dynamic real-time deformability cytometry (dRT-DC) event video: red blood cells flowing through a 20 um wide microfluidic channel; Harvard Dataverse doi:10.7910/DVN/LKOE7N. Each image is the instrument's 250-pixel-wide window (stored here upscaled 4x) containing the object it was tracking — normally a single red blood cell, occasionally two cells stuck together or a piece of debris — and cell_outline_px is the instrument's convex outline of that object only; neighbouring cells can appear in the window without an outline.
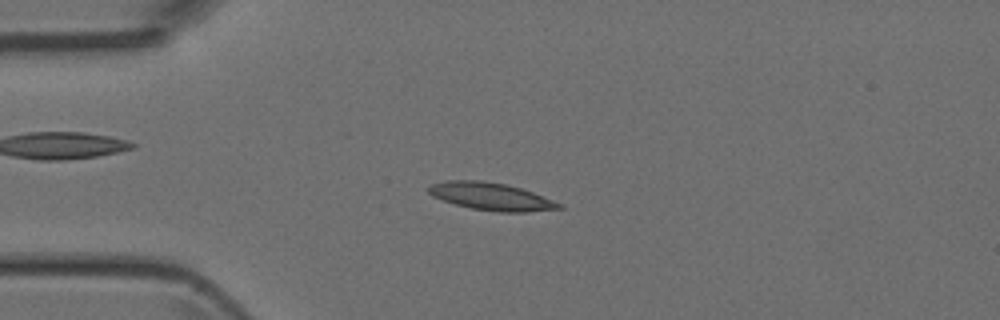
{"species": "Egyptian fruit bat (a non-hibernating species)", "species_latin": "Rousettus aegyptiacus", "temperature_condition": "room temperature", "stored_images_in_passage": 47, "camera_frame_rate_fps": 3000, "um_per_image_px": 0.085, "animal": {"sex": "female"}, "frame": {"image": 1, "passage_image": 11, "time_ms": 3.333, "image_size_px": [1000, 320], "cell_outline_px": [[564, 208], [528, 212], [500, 212], [472, 208], [456, 204], [432, 196], [424, 188], [428, 184], [444, 180], [480, 180], [504, 184], [520, 188], [532, 192], [564, 204]], "centroid_in_image_um": [41.71, 16.69], "position_along_channel_um": 43.3, "area_um2": 21.04}}
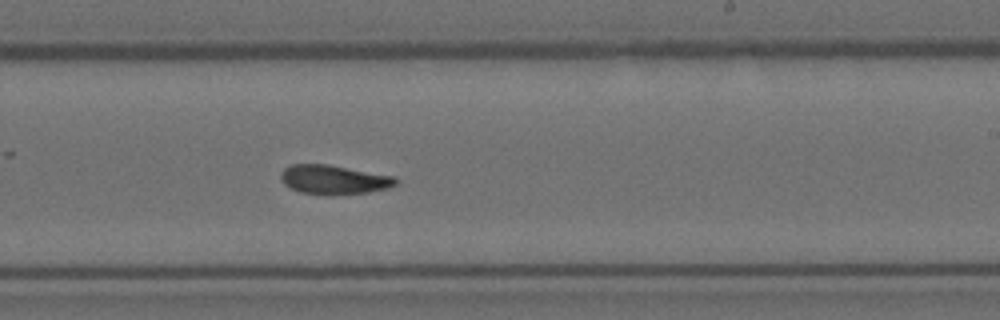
{"frame": {"image": 2, "passage_image": 28, "time_ms": 9.0, "image_size_px": [1000, 320], "cell_outline_px": [[400, 180], [396, 184], [388, 188], [368, 192], [332, 196], [300, 192], [284, 184], [280, 180], [280, 172], [284, 168], [292, 164], [328, 164], [392, 176]], "centroid_in_image_um": [28.35, 15.28], "position_along_channel_um": 260.7, "area_um2": 19.71}}
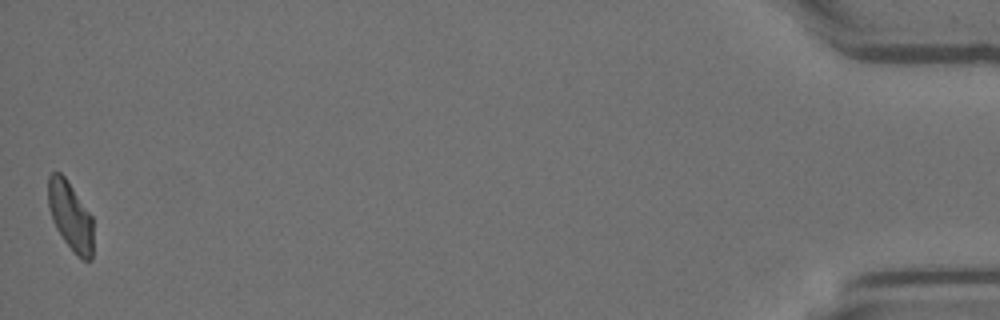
{"frame": {"image": 3, "passage_image": 47, "time_ms": 15.333, "image_size_px": [1000, 320], "cell_outline_px": [[92, 260], [84, 260], [64, 240], [56, 228], [52, 220], [48, 204], [48, 176], [52, 172], [60, 172], [64, 176], [92, 216]], "centroid_in_image_um": [5.96, 18.32], "position_along_channel_um": 429.2, "area_um2": 17.63}}